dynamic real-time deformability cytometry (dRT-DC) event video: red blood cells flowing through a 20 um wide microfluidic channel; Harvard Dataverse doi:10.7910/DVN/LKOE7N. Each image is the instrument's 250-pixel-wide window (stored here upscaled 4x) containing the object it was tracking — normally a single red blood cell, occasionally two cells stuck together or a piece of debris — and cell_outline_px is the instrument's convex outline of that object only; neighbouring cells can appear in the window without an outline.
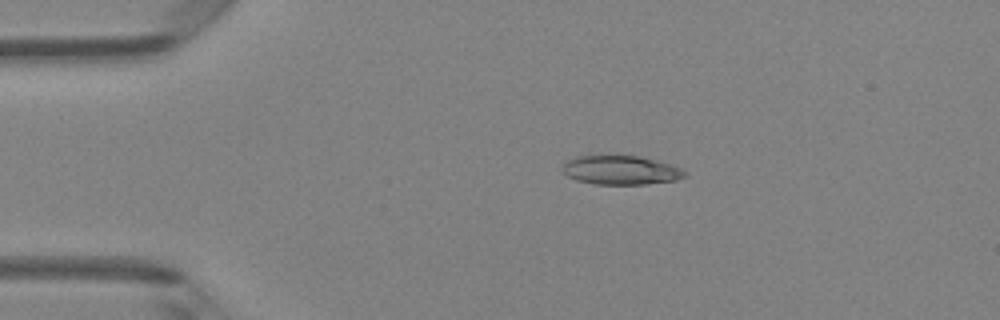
{"species": "Egyptian fruit bat (a non-hibernating species)", "species_latin": "Rousettus aegyptiacus", "temperature_condition": "room temperature", "stored_images_in_passage": 4, "camera_frame_rate_fps": 3000, "um_per_image_px": 0.085, "animal": {"sex": "female"}, "frame": {"image": 1, "passage_image": 3, "time_ms": 0.667, "image_size_px": [1000, 320], "cell_outline_px": [[688, 176], [676, 180], [644, 184], [596, 184], [576, 180], [560, 172], [564, 164], [568, 160], [576, 156], [608, 152], [640, 156], [656, 160], [680, 168], [688, 172]], "centroid_in_image_um": [52.72, 14.41], "position_along_channel_um": 32.3, "area_um2": 21.56}}